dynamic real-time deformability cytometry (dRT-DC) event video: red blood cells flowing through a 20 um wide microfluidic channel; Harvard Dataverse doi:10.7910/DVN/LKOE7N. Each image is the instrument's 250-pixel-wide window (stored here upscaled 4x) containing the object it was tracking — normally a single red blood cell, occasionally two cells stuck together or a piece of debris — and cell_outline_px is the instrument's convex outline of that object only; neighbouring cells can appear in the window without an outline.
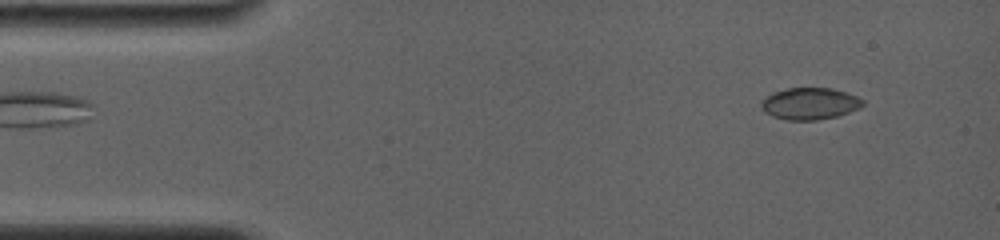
{"species": "common noctule bat (a hibernating species)", "species_latin": "Nyctalus noctula", "temperature_condition": "room temperature", "stored_images_in_passage": 34, "camera_frame_rate_fps": 4000, "um_per_image_px": 0.085, "animal": {"sex": "female", "body_mass_g": 19.0, "forearm_length_mm": 56.7}, "frame": {"image": 1, "passage_image": 3, "time_ms": 1.25, "image_size_px": [1000, 240], "cell_outline_px": [[864, 104], [860, 108], [836, 116], [816, 120], [788, 120], [772, 116], [764, 112], [760, 104], [772, 92], [788, 88], [832, 88], [856, 96], [864, 100]], "centroid_in_image_um": [68.83, 8.81], "position_along_channel_um": 16.2, "area_um2": 18.67}}
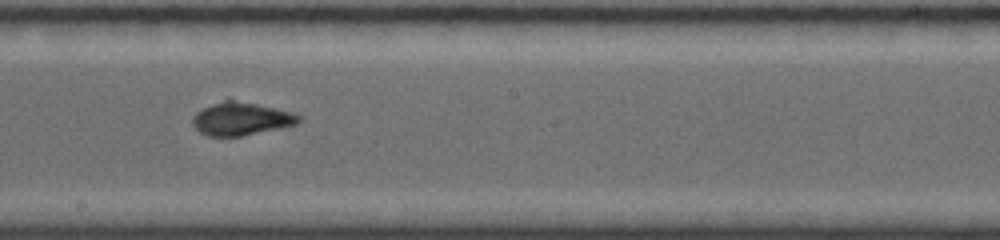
{"frame": {"image": 2, "passage_image": 15, "time_ms": 9.0, "image_size_px": [1000, 240], "cell_outline_px": [[300, 120], [296, 124], [280, 128], [240, 136], [208, 136], [200, 132], [192, 124], [192, 116], [200, 108], [228, 96], [292, 112], [300, 116]], "centroid_in_image_um": [20.43, 10.04], "position_along_channel_um": 227.8, "area_um2": 21.04}}
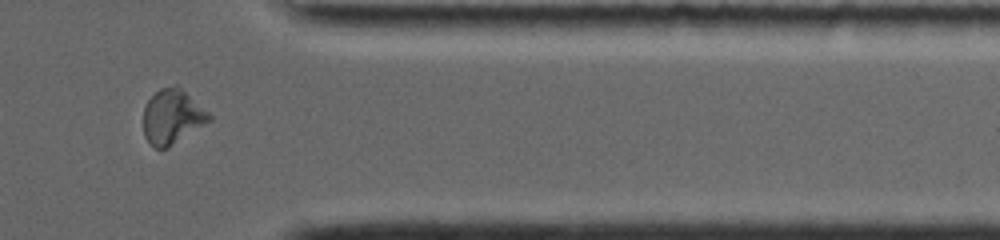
{"frame": {"image": 3, "passage_image": 27, "time_ms": 13.5, "image_size_px": [1000, 240], "cell_outline_px": [[212, 120], [168, 148], [156, 148], [144, 136], [144, 108], [148, 100], [160, 88], [176, 84], [208, 112], [212, 116]], "centroid_in_image_um": [14.65, 9.92], "position_along_channel_um": 396.8, "area_um2": 20.69}}